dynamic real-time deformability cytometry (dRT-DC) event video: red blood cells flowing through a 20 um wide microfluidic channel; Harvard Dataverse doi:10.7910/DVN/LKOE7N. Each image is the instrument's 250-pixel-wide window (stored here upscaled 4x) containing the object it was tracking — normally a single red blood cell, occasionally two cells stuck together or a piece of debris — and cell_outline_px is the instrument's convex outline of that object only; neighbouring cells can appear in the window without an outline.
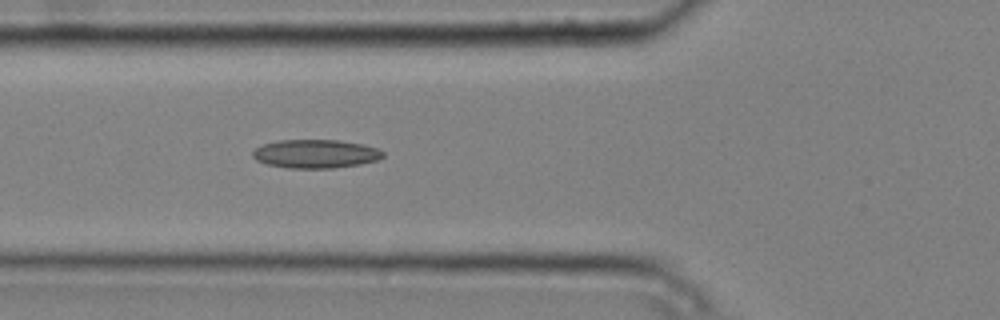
{"species": "common noctule bat (a hibernating species)", "species_latin": "Nyctalus noctula", "temperature_condition": "cold", "stored_images_in_passage": 6, "camera_frame_rate_fps": 3000, "um_per_image_px": 0.085, "animal": {"sex": "male", "body_mass_g": 20.4}, "frame": {"image": 1, "passage_image": 6, "time_ms": 1.667, "image_size_px": [1000, 320], "cell_outline_px": [[384, 156], [376, 160], [360, 164], [332, 168], [288, 168], [268, 164], [256, 160], [252, 156], [252, 152], [260, 144], [280, 140], [340, 140], [364, 144], [380, 148], [384, 152]], "centroid_in_image_um": [26.84, 13.06], "position_along_channel_um": 99.0, "area_um2": 21.85}}